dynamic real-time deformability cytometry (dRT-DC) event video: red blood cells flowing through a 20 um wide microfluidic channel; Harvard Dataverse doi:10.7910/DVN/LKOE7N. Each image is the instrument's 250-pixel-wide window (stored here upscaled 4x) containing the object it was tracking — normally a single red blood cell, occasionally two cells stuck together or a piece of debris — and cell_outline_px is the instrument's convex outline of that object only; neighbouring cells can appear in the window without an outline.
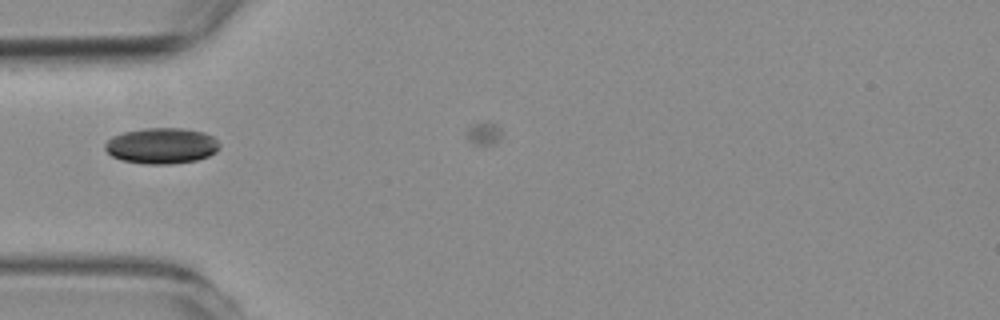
{"species": "common noctule bat (a hibernating species)", "species_latin": "Nyctalus noctula", "temperature_condition": "room temperature", "stored_images_in_passage": 4, "camera_frame_rate_fps": 3000, "um_per_image_px": 0.085, "animal": {"sex": "female", "body_mass_g": 19.3, "forearm_length_mm": 54.1}, "frame": {"image": 1, "passage_image": 1, "time_ms": 0.0, "image_size_px": [1000, 320], "cell_outline_px": [[220, 148], [216, 152], [208, 156], [196, 160], [172, 164], [144, 164], [120, 160], [112, 156], [104, 148], [104, 144], [112, 136], [124, 132], [144, 128], [184, 128], [204, 132], [212, 136], [220, 144]], "centroid_in_image_um": [13.73, 12.39], "position_along_channel_um": 71.3, "area_um2": 24.1}}